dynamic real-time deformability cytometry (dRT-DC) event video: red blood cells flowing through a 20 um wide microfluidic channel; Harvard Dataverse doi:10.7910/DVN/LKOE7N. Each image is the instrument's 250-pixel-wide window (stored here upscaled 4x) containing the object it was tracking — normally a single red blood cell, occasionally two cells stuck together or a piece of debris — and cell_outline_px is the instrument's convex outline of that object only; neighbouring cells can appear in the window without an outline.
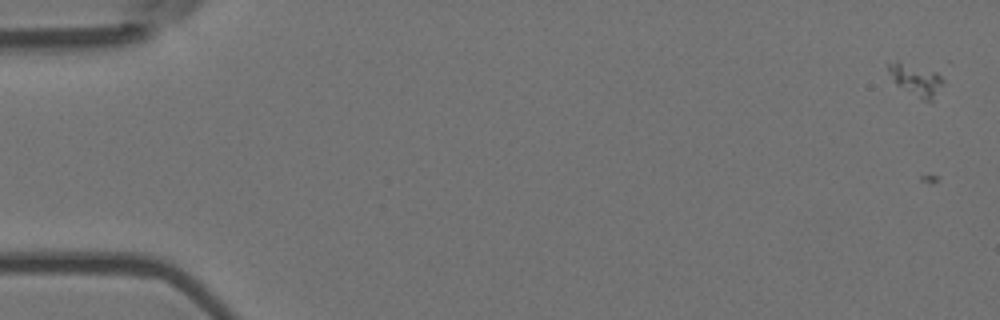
{"species": "Egyptian fruit bat (a non-hibernating species)", "species_latin": "Rousettus aegyptiacus", "temperature_condition": "room temperature", "stored_images_in_passage": 7, "segment_of_instrument_passage": [1, 2], "camera_frame_rate_fps": 3000, "um_per_image_px": 0.085, "animal": {"sex": "female"}, "frame": {"image": 1, "passage_image": 1, "time_ms": 0.0, "image_size_px": [1000, 320], "cell_outline_px": [[944, 84], [932, 100], [924, 100], [896, 84], [888, 72], [888, 64], [896, 60], [940, 68], [944, 80]], "centroid_in_image_um": [77.95, 6.68], "position_along_channel_um": 7.0, "area_um2": 10.81}}